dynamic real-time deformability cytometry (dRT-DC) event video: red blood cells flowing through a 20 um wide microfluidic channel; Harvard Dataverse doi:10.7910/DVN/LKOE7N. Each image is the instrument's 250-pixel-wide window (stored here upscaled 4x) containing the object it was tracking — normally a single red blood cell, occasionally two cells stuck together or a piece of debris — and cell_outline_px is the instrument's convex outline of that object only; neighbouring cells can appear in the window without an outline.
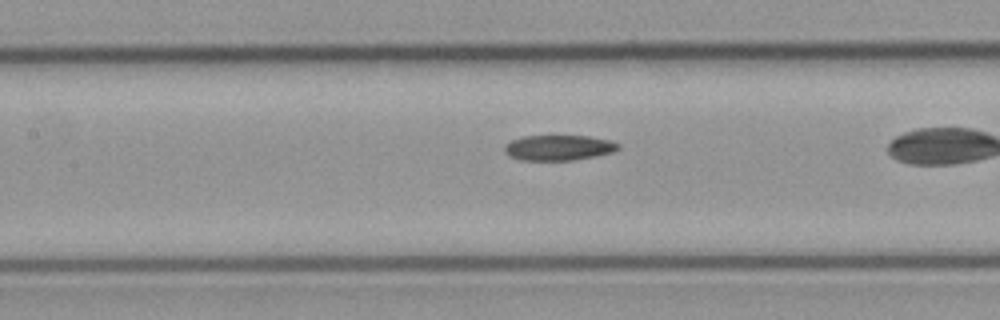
{"species": "common noctule bat (a hibernating species)", "species_latin": "Nyctalus noctula", "temperature_condition": "cold", "stored_images_in_passage": 30, "camera_frame_rate_fps": 3000, "um_per_image_px": 0.085, "animal": {"sex": "male", "body_mass_g": 23.1, "forearm_length_mm": 52.7}, "frame": {"image": 1, "passage_image": 13, "time_ms": 4.0, "image_size_px": [1000, 320], "cell_outline_px": [[620, 148], [616, 152], [596, 156], [572, 160], [520, 160], [508, 156], [504, 152], [504, 144], [512, 140], [524, 136], [588, 136], [608, 140], [620, 144]], "centroid_in_image_um": [47.48, 12.56], "position_along_channel_um": 159.9, "area_um2": 16.94}}
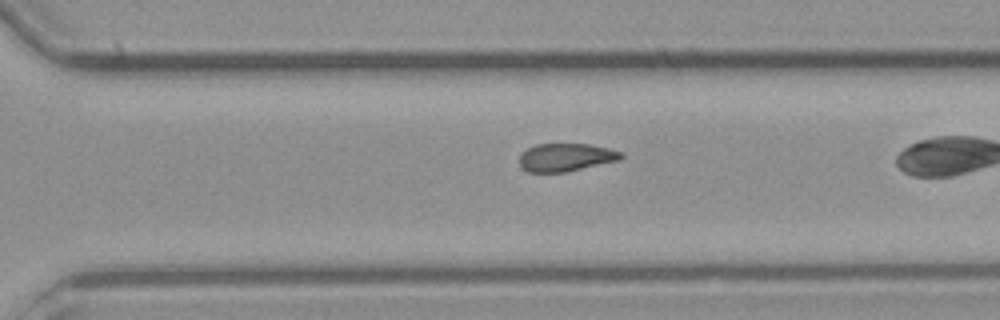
{"frame": {"image": 2, "passage_image": 26, "time_ms": 8.333, "image_size_px": [1000, 320], "cell_outline_px": [[624, 156], [620, 160], [568, 172], [528, 172], [520, 164], [520, 156], [528, 148], [536, 144], [588, 144], [608, 148], [624, 152]], "centroid_in_image_um": [48.16, 13.37], "position_along_channel_um": 322.4, "area_um2": 16.59}}